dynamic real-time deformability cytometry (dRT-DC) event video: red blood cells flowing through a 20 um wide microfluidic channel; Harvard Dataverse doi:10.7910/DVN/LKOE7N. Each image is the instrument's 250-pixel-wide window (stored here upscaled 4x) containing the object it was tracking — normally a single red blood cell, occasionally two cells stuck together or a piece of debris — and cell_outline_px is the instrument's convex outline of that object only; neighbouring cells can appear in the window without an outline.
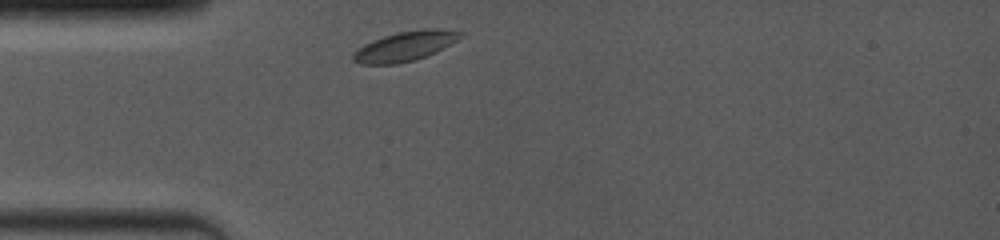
{"species": "common noctule bat (a hibernating species)", "species_latin": "Nyctalus noctula", "temperature_condition": "room temperature", "stored_images_in_passage": 22, "camera_frame_rate_fps": 4000, "um_per_image_px": 0.085, "animal": {"sex": "female", "body_mass_g": 19.0, "forearm_length_mm": 53.3}, "frame": {"image": 1, "passage_image": 1, "time_ms": 0.0, "image_size_px": [1000, 240], "cell_outline_px": [[464, 36], [424, 56], [412, 60], [396, 64], [360, 64], [352, 60], [352, 56], [364, 44], [372, 40], [396, 32], [424, 28], [432, 28], [464, 32]], "centroid_in_image_um": [34.4, 3.91], "position_along_channel_um": 50.6, "area_um2": 18.09}}
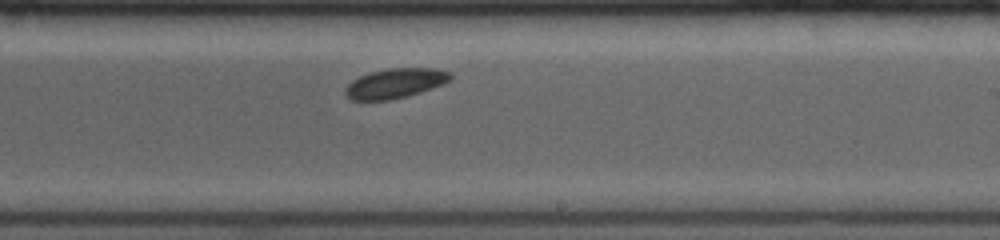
{"frame": {"image": 2, "passage_image": 13, "time_ms": 5.5, "image_size_px": [1000, 240], "cell_outline_px": [[452, 80], [444, 84], [420, 92], [388, 100], [348, 100], [344, 92], [344, 88], [352, 80], [368, 72], [388, 68], [436, 68], [452, 72]], "centroid_in_image_um": [33.59, 7.07], "position_along_channel_um": 255.4, "area_um2": 18.44}}
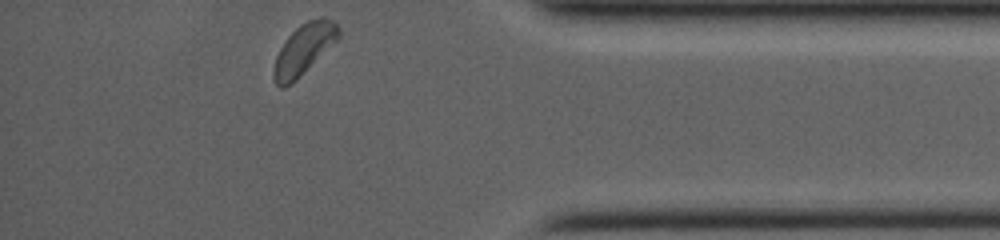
{"frame": {"image": 3, "passage_image": 22, "time_ms": 9.75, "image_size_px": [1000, 240], "cell_outline_px": [[340, 36], [336, 40], [284, 88], [280, 88], [276, 84], [272, 76], [272, 72], [276, 56], [280, 48], [288, 36], [300, 24], [308, 20], [320, 16], [324, 16], [332, 20], [340, 28]], "centroid_in_image_um": [25.8, 4.12], "position_along_channel_um": 409.4, "area_um2": 18.38}}